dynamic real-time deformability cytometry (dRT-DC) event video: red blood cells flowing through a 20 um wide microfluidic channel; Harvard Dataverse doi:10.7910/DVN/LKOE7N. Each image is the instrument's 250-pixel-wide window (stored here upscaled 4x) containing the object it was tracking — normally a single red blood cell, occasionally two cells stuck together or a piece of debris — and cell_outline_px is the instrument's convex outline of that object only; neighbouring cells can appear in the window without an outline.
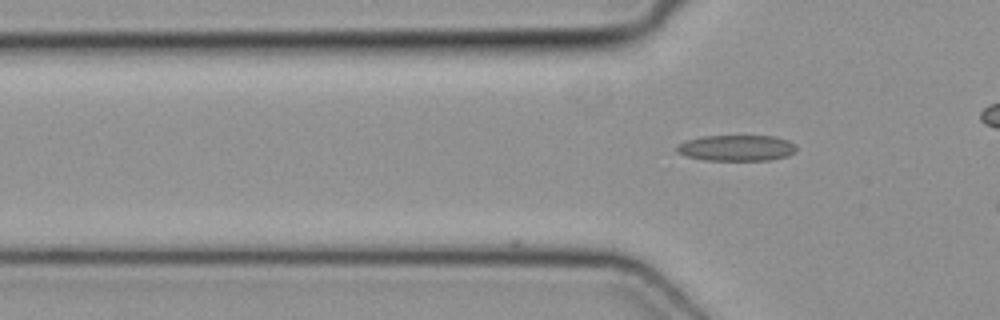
{"species": "common noctule bat (a hibernating species)", "species_latin": "Nyctalus noctula", "temperature_condition": "cold", "stored_images_in_passage": 7, "camera_frame_rate_fps": 3000, "um_per_image_px": 0.085, "animal": {"sex": "female", "body_mass_g": 19.3, "forearm_length_mm": 54.1}, "frame": {"image": 1, "passage_image": 7, "time_ms": 2.0, "image_size_px": [1000, 320], "cell_outline_px": [[796, 152], [788, 156], [768, 160], [704, 160], [684, 156], [676, 152], [676, 144], [688, 140], [704, 136], [776, 136], [788, 140], [796, 144]], "centroid_in_image_um": [62.61, 12.58], "position_along_channel_um": 63.2, "area_um2": 18.26}}